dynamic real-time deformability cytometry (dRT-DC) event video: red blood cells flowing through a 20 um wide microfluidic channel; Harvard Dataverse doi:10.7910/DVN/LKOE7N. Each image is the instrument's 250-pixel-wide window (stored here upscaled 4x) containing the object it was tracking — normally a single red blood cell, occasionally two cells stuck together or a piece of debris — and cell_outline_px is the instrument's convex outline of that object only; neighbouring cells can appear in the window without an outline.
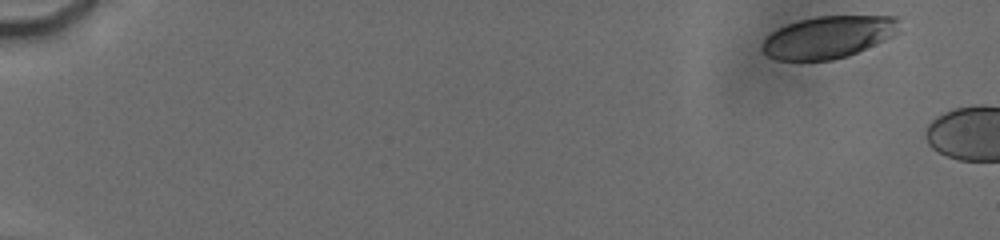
{"species": "human", "species_latin": "Homo sapiens", "temperature_condition": "cold", "stored_images_in_passage": 3, "camera_frame_rate_fps": 3000, "um_per_image_px": 0.085, "donor": {"sex": "male"}, "frame": {"image": 1, "passage_image": 1, "time_ms": 0.0, "image_size_px": [1000, 240], "cell_outline_px": [[900, 32], [884, 40], [856, 52], [832, 60], [776, 60], [768, 56], [760, 48], [764, 40], [772, 32], [788, 24], [800, 20], [820, 16], [896, 16]], "centroid_in_image_um": [70.4, 3.15], "position_along_channel_um": 14.6, "area_um2": 33.23}}